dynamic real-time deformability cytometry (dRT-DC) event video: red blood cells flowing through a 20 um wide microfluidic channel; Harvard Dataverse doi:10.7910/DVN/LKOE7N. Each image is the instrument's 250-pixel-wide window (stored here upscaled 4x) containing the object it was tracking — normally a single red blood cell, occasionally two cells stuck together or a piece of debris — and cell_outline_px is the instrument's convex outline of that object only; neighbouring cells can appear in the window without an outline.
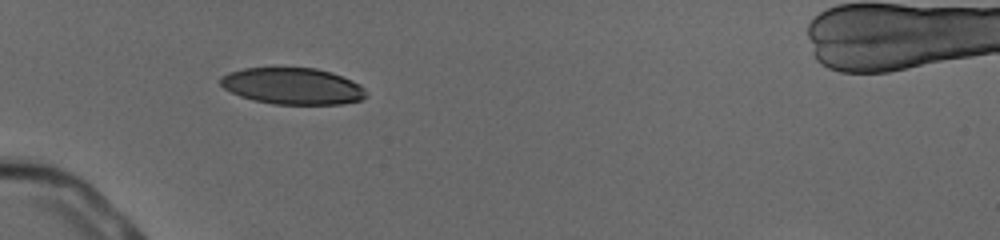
{"species": "human", "species_latin": "Homo sapiens", "temperature_condition": "cold", "stored_images_in_passage": 32, "camera_frame_rate_fps": 3000, "um_per_image_px": 0.085, "donor": {"sex": "male"}, "frame": {"image": 1, "passage_image": 1, "time_ms": 0.0, "image_size_px": [1000, 240], "cell_outline_px": [[368, 96], [360, 100], [344, 104], [272, 104], [240, 96], [224, 88], [220, 84], [220, 76], [244, 68], [316, 68], [332, 72], [352, 80], [360, 84], [364, 88]], "centroid_in_image_um": [24.91, 7.32], "position_along_channel_um": 60.1, "area_um2": 30.98}}
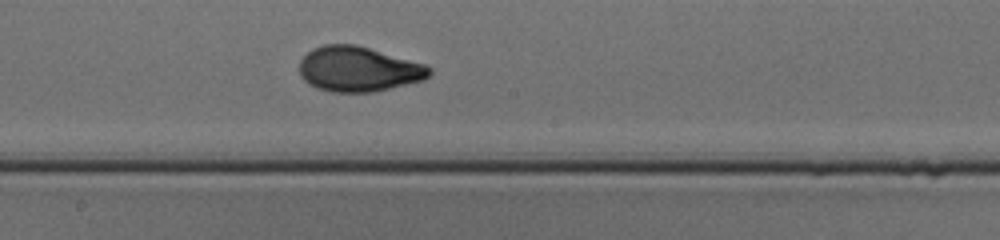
{"frame": {"image": 2, "passage_image": 14, "time_ms": 4.333, "image_size_px": [1000, 240], "cell_outline_px": [[432, 72], [424, 80], [372, 92], [332, 92], [316, 88], [308, 84], [300, 76], [300, 60], [312, 48], [324, 44], [356, 44], [424, 64], [432, 68]], "centroid_in_image_um": [30.44, 5.87], "position_along_channel_um": 217.8, "area_um2": 34.1}}
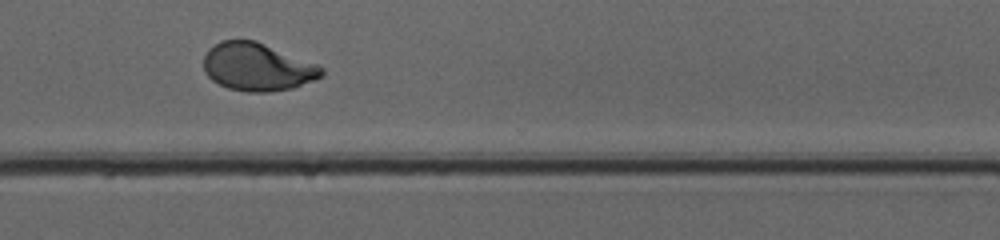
{"frame": {"image": 3, "passage_image": 24, "time_ms": 7.667, "image_size_px": [1000, 240], "cell_outline_px": [[324, 72], [316, 80], [292, 88], [268, 92], [248, 92], [228, 88], [212, 80], [204, 72], [204, 56], [208, 48], [220, 40], [256, 40], [316, 64], [324, 68]], "centroid_in_image_um": [21.85, 5.69], "position_along_channel_um": 348.7, "area_um2": 32.89}, "authors_computed_cell_mechanics": {"area_um2": 33.524, "velocity_mm_per_s": 3.9286, "shape_relaxation_time_tau1_ms": 3.9501, "shape_relaxation_time_tau2_ms": 0.7848, "deformation_change_tau1": 0.1886, "deformation_change_tau2": 0.036}}